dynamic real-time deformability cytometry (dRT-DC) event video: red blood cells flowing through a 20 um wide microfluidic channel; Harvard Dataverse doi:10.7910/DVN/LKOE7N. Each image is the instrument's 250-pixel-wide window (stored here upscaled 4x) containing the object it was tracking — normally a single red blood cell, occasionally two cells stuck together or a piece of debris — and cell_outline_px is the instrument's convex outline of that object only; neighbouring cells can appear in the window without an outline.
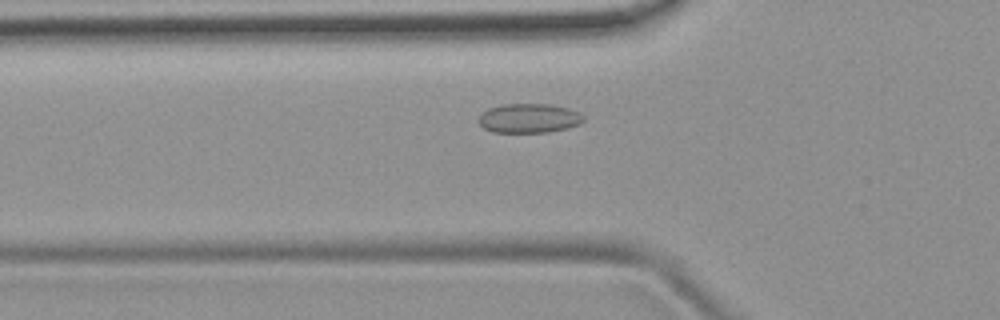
{"species": "common noctule bat (a hibernating species)", "species_latin": "Nyctalus noctula", "temperature_condition": "room temperature", "stored_images_in_passage": 46, "camera_frame_rate_fps": 3000, "um_per_image_px": 0.085, "animal": {"sex": "female", "body_mass_g": 19.9}, "frame": {"image": 1, "passage_image": 12, "time_ms": 3.667, "image_size_px": [1000, 320], "cell_outline_px": [[584, 120], [580, 124], [568, 128], [548, 132], [492, 132], [484, 128], [476, 120], [488, 108], [500, 104], [548, 104], [568, 108], [580, 112], [584, 116]], "centroid_in_image_um": [44.97, 10.05], "position_along_channel_um": 80.8, "area_um2": 18.03}}
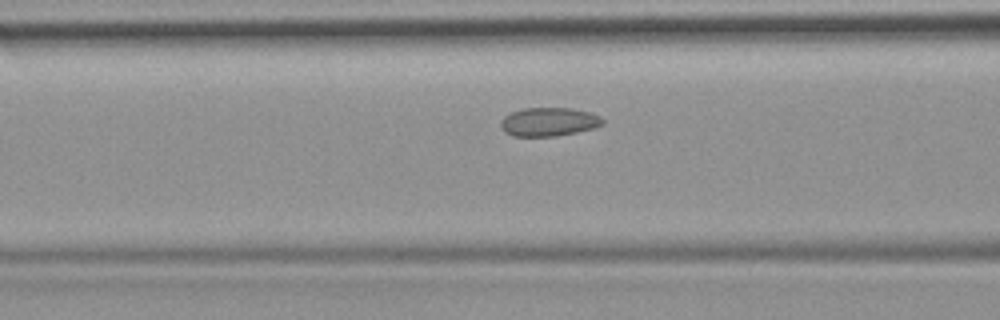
{"frame": {"image": 2, "passage_image": 15, "time_ms": 4.667, "image_size_px": [1000, 320], "cell_outline_px": [[604, 124], [592, 128], [576, 132], [556, 136], [512, 136], [504, 132], [500, 124], [500, 120], [504, 116], [512, 112], [524, 108], [572, 108], [588, 112], [600, 116], [604, 120]], "centroid_in_image_um": [46.63, 10.36], "position_along_channel_um": 120.0, "area_um2": 16.99}}
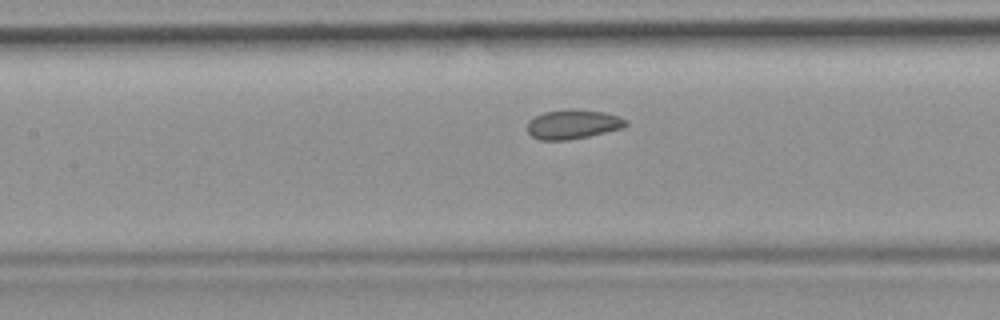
{"frame": {"image": 3, "passage_image": 18, "time_ms": 5.667, "image_size_px": [1000, 320], "cell_outline_px": [[628, 124], [624, 128], [588, 136], [568, 140], [540, 140], [532, 136], [528, 132], [528, 120], [544, 112], [568, 108], [572, 108], [604, 112], [620, 116], [628, 120]], "centroid_in_image_um": [48.73, 10.55], "position_along_channel_um": 158.7, "area_um2": 17.05}, "authors_computed_cell_mechanics": {"area_um2": 17.2244, "velocity_mm_per_s": 3.8797, "shape_relaxation_time_tau1_ms": null, "shape_relaxation_time_tau2_ms": 1.9432, "deformation_change_tau1": null, "deformation_change_tau2": 0.0567}}